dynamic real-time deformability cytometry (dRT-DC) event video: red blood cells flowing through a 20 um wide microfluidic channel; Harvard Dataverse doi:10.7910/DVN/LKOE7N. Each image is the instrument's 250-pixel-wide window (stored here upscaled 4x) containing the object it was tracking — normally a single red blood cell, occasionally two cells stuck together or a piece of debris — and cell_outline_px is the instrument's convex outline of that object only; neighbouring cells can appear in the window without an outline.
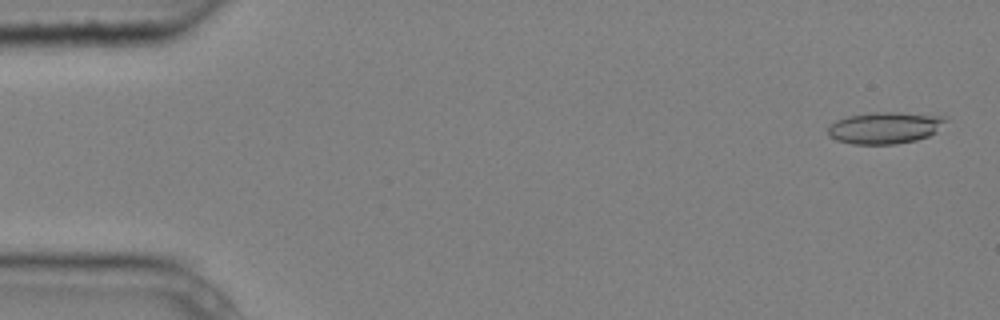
{"species": "common noctule bat (a hibernating species)", "species_latin": "Nyctalus noctula", "temperature_condition": "cold", "stored_images_in_passage": 3, "camera_frame_rate_fps": 3000, "um_per_image_px": 0.085, "animal": {"sex": "male", "body_mass_g": 20.4}, "frame": {"image": 1, "passage_image": 1, "time_ms": 0.0, "image_size_px": [1000, 320], "cell_outline_px": [[948, 120], [936, 132], [928, 136], [916, 140], [896, 144], [852, 144], [836, 140], [828, 136], [828, 128], [836, 120], [848, 116], [868, 112], [900, 112], [944, 116]], "centroid_in_image_um": [75.22, 10.86], "position_along_channel_um": 9.8, "area_um2": 21.91}}